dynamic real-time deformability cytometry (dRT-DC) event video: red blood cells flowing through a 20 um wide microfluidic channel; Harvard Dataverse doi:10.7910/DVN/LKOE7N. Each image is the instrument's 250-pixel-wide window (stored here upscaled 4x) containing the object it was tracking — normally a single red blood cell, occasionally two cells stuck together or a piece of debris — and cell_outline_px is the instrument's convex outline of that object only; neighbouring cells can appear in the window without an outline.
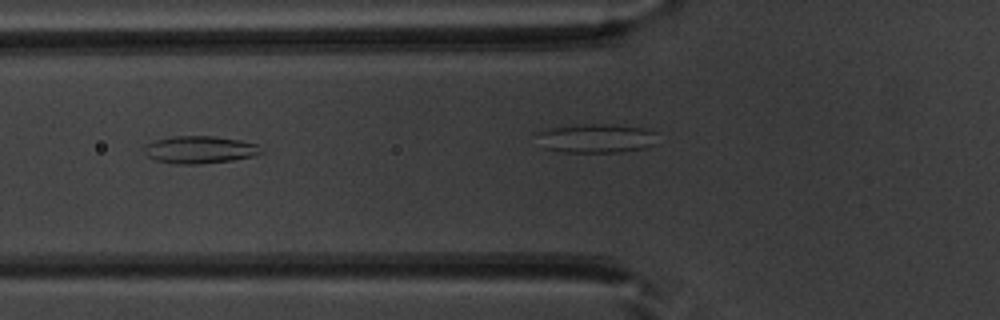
{"species": "common noctule bat (a hibernating species)", "species_latin": "Nyctalus noctula", "temperature_condition": "warm", "stored_images_in_passage": 36, "camera_frame_rate_fps": 3000, "um_per_image_px": 0.085, "animal": {"sex": "male", "body_mass_g": 20.1, "forearm_length_mm": 53.5}, "frame": {"image": 1, "passage_image": 16, "time_ms": 5.0, "image_size_px": [1000, 320], "cell_outline_px": [[264, 152], [252, 156], [232, 160], [196, 164], [176, 164], [156, 160], [148, 156], [144, 152], [144, 148], [148, 144], [156, 140], [172, 136], [216, 136], [240, 140], [260, 144]], "centroid_in_image_um": [17.03, 12.71], "position_along_channel_um": 108.8, "area_um2": 18.67}}
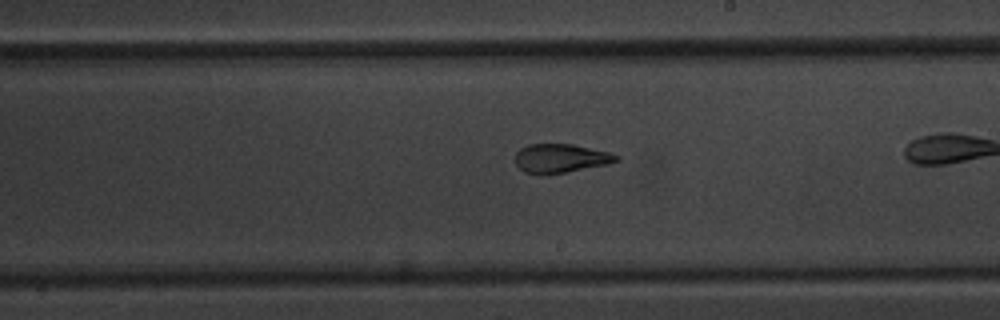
{"frame": {"image": 2, "passage_image": 26, "time_ms": 8.333, "image_size_px": [1000, 320], "cell_outline_px": [[620, 160], [608, 164], [544, 176], [524, 172], [516, 164], [516, 152], [520, 148], [528, 144], [572, 144], [608, 152], [620, 156]], "centroid_in_image_um": [47.63, 13.47], "position_along_channel_um": 241.4, "area_um2": 17.11}}
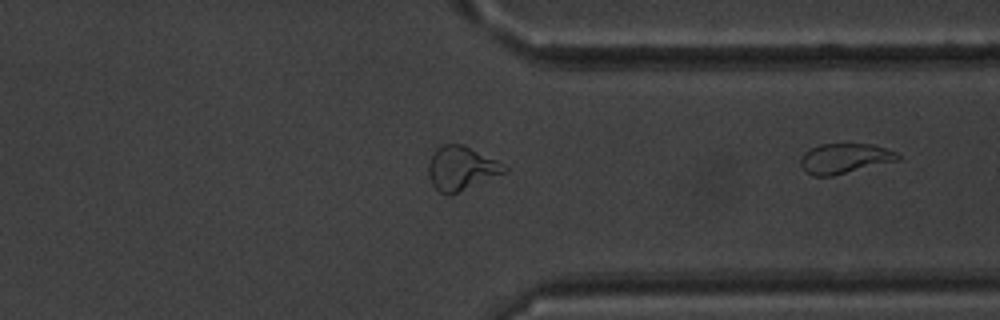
{"frame": {"image": 3, "passage_image": 36, "time_ms": 11.667, "image_size_px": [1000, 320], "cell_outline_px": [[900, 160], [832, 176], [812, 176], [800, 164], [800, 160], [804, 152], [820, 144], [868, 144], [884, 148], [896, 152], [900, 156]], "centroid_in_image_um": [71.8, 13.47], "position_along_channel_um": 339.6, "area_um2": 16.82}}